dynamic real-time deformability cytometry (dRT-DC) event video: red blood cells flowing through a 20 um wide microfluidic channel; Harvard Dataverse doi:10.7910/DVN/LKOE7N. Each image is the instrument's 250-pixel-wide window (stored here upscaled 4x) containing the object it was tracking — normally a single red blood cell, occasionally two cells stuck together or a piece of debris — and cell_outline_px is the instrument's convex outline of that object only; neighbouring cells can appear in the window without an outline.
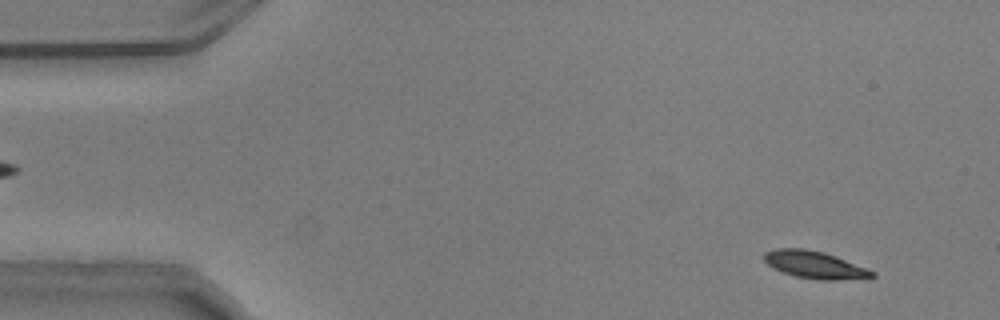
{"species": "common noctule bat (a hibernating species)", "species_latin": "Nyctalus noctula", "temperature_condition": "warm", "stored_images_in_passage": 11, "camera_frame_rate_fps": 3000, "um_per_image_px": 0.085, "animal": {"sex": "male", "body_mass_g": 20.5, "forearm_length_mm": 52.5}, "frame": {"image": 1, "passage_image": 4, "time_ms": 1.0, "image_size_px": [1000, 320], "cell_outline_px": [[876, 276], [868, 280], [816, 280], [796, 276], [784, 272], [768, 264], [764, 260], [764, 252], [776, 248], [804, 248], [824, 252], [836, 256], [876, 272]], "centroid_in_image_um": [69.35, 22.53], "position_along_channel_um": 15.7, "area_um2": 17.46}}